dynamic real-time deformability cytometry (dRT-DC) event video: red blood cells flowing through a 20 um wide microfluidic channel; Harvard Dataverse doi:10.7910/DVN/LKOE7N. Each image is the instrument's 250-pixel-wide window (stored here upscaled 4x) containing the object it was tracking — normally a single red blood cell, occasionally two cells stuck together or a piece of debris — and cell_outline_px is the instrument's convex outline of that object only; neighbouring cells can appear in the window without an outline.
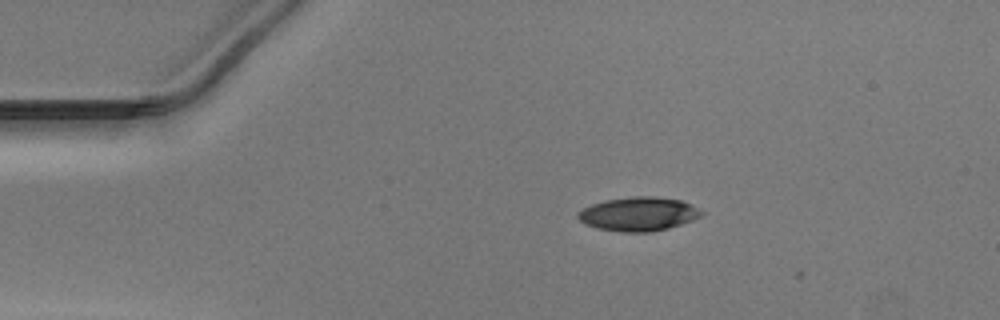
{"species": "Egyptian fruit bat (a non-hibernating species)", "species_latin": "Rousettus aegyptiacus", "temperature_condition": "warm", "stored_images_in_passage": 2, "camera_frame_rate_fps": 3000, "um_per_image_px": 0.085, "animal": {"sex": "male"}, "frame": {"image": 1, "passage_image": 1, "time_ms": 0.0, "image_size_px": [1000, 320], "cell_outline_px": [[704, 212], [700, 216], [692, 220], [668, 228], [652, 232], [624, 232], [596, 228], [584, 224], [576, 216], [584, 208], [592, 204], [604, 200], [632, 196], [652, 196], [680, 200], [692, 204]], "centroid_in_image_um": [54.27, 18.19], "position_along_channel_um": 30.7, "area_um2": 24.33}}